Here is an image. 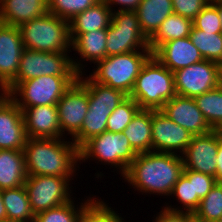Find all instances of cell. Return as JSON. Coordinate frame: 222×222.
Wrapping results in <instances>:
<instances>
[{
    "label": "cell",
    "mask_w": 222,
    "mask_h": 222,
    "mask_svg": "<svg viewBox=\"0 0 222 222\" xmlns=\"http://www.w3.org/2000/svg\"><path fill=\"white\" fill-rule=\"evenodd\" d=\"M220 67L217 62L202 60L173 72L176 95L194 98L217 88Z\"/></svg>",
    "instance_id": "obj_12"
},
{
    "label": "cell",
    "mask_w": 222,
    "mask_h": 222,
    "mask_svg": "<svg viewBox=\"0 0 222 222\" xmlns=\"http://www.w3.org/2000/svg\"><path fill=\"white\" fill-rule=\"evenodd\" d=\"M141 1L142 0H107L106 3L108 4V7L111 9V12H116V11L120 12V11H136ZM115 7L118 9H116Z\"/></svg>",
    "instance_id": "obj_41"
},
{
    "label": "cell",
    "mask_w": 222,
    "mask_h": 222,
    "mask_svg": "<svg viewBox=\"0 0 222 222\" xmlns=\"http://www.w3.org/2000/svg\"><path fill=\"white\" fill-rule=\"evenodd\" d=\"M193 27L213 34L222 33L221 20L218 13V1L208 3L192 20Z\"/></svg>",
    "instance_id": "obj_37"
},
{
    "label": "cell",
    "mask_w": 222,
    "mask_h": 222,
    "mask_svg": "<svg viewBox=\"0 0 222 222\" xmlns=\"http://www.w3.org/2000/svg\"><path fill=\"white\" fill-rule=\"evenodd\" d=\"M27 179L23 150H0V190L23 186Z\"/></svg>",
    "instance_id": "obj_23"
},
{
    "label": "cell",
    "mask_w": 222,
    "mask_h": 222,
    "mask_svg": "<svg viewBox=\"0 0 222 222\" xmlns=\"http://www.w3.org/2000/svg\"><path fill=\"white\" fill-rule=\"evenodd\" d=\"M152 151L181 155L194 136L169 119L161 110H152Z\"/></svg>",
    "instance_id": "obj_14"
},
{
    "label": "cell",
    "mask_w": 222,
    "mask_h": 222,
    "mask_svg": "<svg viewBox=\"0 0 222 222\" xmlns=\"http://www.w3.org/2000/svg\"><path fill=\"white\" fill-rule=\"evenodd\" d=\"M25 47L18 27L0 22V83L8 86L16 77Z\"/></svg>",
    "instance_id": "obj_16"
},
{
    "label": "cell",
    "mask_w": 222,
    "mask_h": 222,
    "mask_svg": "<svg viewBox=\"0 0 222 222\" xmlns=\"http://www.w3.org/2000/svg\"><path fill=\"white\" fill-rule=\"evenodd\" d=\"M175 95L173 72L151 55L143 64L129 97L141 109L160 110Z\"/></svg>",
    "instance_id": "obj_4"
},
{
    "label": "cell",
    "mask_w": 222,
    "mask_h": 222,
    "mask_svg": "<svg viewBox=\"0 0 222 222\" xmlns=\"http://www.w3.org/2000/svg\"><path fill=\"white\" fill-rule=\"evenodd\" d=\"M216 183L215 177L193 171L194 195H197L200 199H203Z\"/></svg>",
    "instance_id": "obj_39"
},
{
    "label": "cell",
    "mask_w": 222,
    "mask_h": 222,
    "mask_svg": "<svg viewBox=\"0 0 222 222\" xmlns=\"http://www.w3.org/2000/svg\"><path fill=\"white\" fill-rule=\"evenodd\" d=\"M93 198L81 209L77 222H116L121 215L107 202L92 195Z\"/></svg>",
    "instance_id": "obj_34"
},
{
    "label": "cell",
    "mask_w": 222,
    "mask_h": 222,
    "mask_svg": "<svg viewBox=\"0 0 222 222\" xmlns=\"http://www.w3.org/2000/svg\"><path fill=\"white\" fill-rule=\"evenodd\" d=\"M152 109H140L122 132L137 154L152 151Z\"/></svg>",
    "instance_id": "obj_26"
},
{
    "label": "cell",
    "mask_w": 222,
    "mask_h": 222,
    "mask_svg": "<svg viewBox=\"0 0 222 222\" xmlns=\"http://www.w3.org/2000/svg\"><path fill=\"white\" fill-rule=\"evenodd\" d=\"M2 199L7 218L23 222H33L34 213L31 209L25 186L2 190Z\"/></svg>",
    "instance_id": "obj_29"
},
{
    "label": "cell",
    "mask_w": 222,
    "mask_h": 222,
    "mask_svg": "<svg viewBox=\"0 0 222 222\" xmlns=\"http://www.w3.org/2000/svg\"><path fill=\"white\" fill-rule=\"evenodd\" d=\"M77 79L78 76L42 75L18 83L9 92V97L18 107L56 105Z\"/></svg>",
    "instance_id": "obj_8"
},
{
    "label": "cell",
    "mask_w": 222,
    "mask_h": 222,
    "mask_svg": "<svg viewBox=\"0 0 222 222\" xmlns=\"http://www.w3.org/2000/svg\"><path fill=\"white\" fill-rule=\"evenodd\" d=\"M56 106L62 138L69 136L72 140L79 133L88 111L87 87L77 79L64 92Z\"/></svg>",
    "instance_id": "obj_13"
},
{
    "label": "cell",
    "mask_w": 222,
    "mask_h": 222,
    "mask_svg": "<svg viewBox=\"0 0 222 222\" xmlns=\"http://www.w3.org/2000/svg\"><path fill=\"white\" fill-rule=\"evenodd\" d=\"M85 197L78 205L74 203L75 198H73L67 203L38 213L33 222H77L81 209L93 198L92 196Z\"/></svg>",
    "instance_id": "obj_33"
},
{
    "label": "cell",
    "mask_w": 222,
    "mask_h": 222,
    "mask_svg": "<svg viewBox=\"0 0 222 222\" xmlns=\"http://www.w3.org/2000/svg\"><path fill=\"white\" fill-rule=\"evenodd\" d=\"M183 170L181 155L151 151L138 154L121 179L142 195L154 194L167 199Z\"/></svg>",
    "instance_id": "obj_1"
},
{
    "label": "cell",
    "mask_w": 222,
    "mask_h": 222,
    "mask_svg": "<svg viewBox=\"0 0 222 222\" xmlns=\"http://www.w3.org/2000/svg\"><path fill=\"white\" fill-rule=\"evenodd\" d=\"M7 213L2 199V190H0V221L6 220Z\"/></svg>",
    "instance_id": "obj_44"
},
{
    "label": "cell",
    "mask_w": 222,
    "mask_h": 222,
    "mask_svg": "<svg viewBox=\"0 0 222 222\" xmlns=\"http://www.w3.org/2000/svg\"><path fill=\"white\" fill-rule=\"evenodd\" d=\"M25 49L70 53L69 21L50 12L19 27Z\"/></svg>",
    "instance_id": "obj_7"
},
{
    "label": "cell",
    "mask_w": 222,
    "mask_h": 222,
    "mask_svg": "<svg viewBox=\"0 0 222 222\" xmlns=\"http://www.w3.org/2000/svg\"><path fill=\"white\" fill-rule=\"evenodd\" d=\"M137 155L124 133L105 131L90 138L79 148V165L91 159L96 160L95 163L114 168L122 177Z\"/></svg>",
    "instance_id": "obj_6"
},
{
    "label": "cell",
    "mask_w": 222,
    "mask_h": 222,
    "mask_svg": "<svg viewBox=\"0 0 222 222\" xmlns=\"http://www.w3.org/2000/svg\"><path fill=\"white\" fill-rule=\"evenodd\" d=\"M215 133L217 134V136L222 139V122L220 124H218L214 129Z\"/></svg>",
    "instance_id": "obj_45"
},
{
    "label": "cell",
    "mask_w": 222,
    "mask_h": 222,
    "mask_svg": "<svg viewBox=\"0 0 222 222\" xmlns=\"http://www.w3.org/2000/svg\"><path fill=\"white\" fill-rule=\"evenodd\" d=\"M9 97L8 87L0 83V105Z\"/></svg>",
    "instance_id": "obj_43"
},
{
    "label": "cell",
    "mask_w": 222,
    "mask_h": 222,
    "mask_svg": "<svg viewBox=\"0 0 222 222\" xmlns=\"http://www.w3.org/2000/svg\"><path fill=\"white\" fill-rule=\"evenodd\" d=\"M160 110L193 135H202L213 130L197 107L194 98L175 95Z\"/></svg>",
    "instance_id": "obj_17"
},
{
    "label": "cell",
    "mask_w": 222,
    "mask_h": 222,
    "mask_svg": "<svg viewBox=\"0 0 222 222\" xmlns=\"http://www.w3.org/2000/svg\"><path fill=\"white\" fill-rule=\"evenodd\" d=\"M189 38L204 60L222 65V33L204 32L192 26Z\"/></svg>",
    "instance_id": "obj_30"
},
{
    "label": "cell",
    "mask_w": 222,
    "mask_h": 222,
    "mask_svg": "<svg viewBox=\"0 0 222 222\" xmlns=\"http://www.w3.org/2000/svg\"><path fill=\"white\" fill-rule=\"evenodd\" d=\"M99 0H48V12L70 21L75 15L95 5Z\"/></svg>",
    "instance_id": "obj_36"
},
{
    "label": "cell",
    "mask_w": 222,
    "mask_h": 222,
    "mask_svg": "<svg viewBox=\"0 0 222 222\" xmlns=\"http://www.w3.org/2000/svg\"><path fill=\"white\" fill-rule=\"evenodd\" d=\"M19 108L23 112L27 138H62L56 105Z\"/></svg>",
    "instance_id": "obj_20"
},
{
    "label": "cell",
    "mask_w": 222,
    "mask_h": 222,
    "mask_svg": "<svg viewBox=\"0 0 222 222\" xmlns=\"http://www.w3.org/2000/svg\"><path fill=\"white\" fill-rule=\"evenodd\" d=\"M218 13L221 20V27H222V1H218Z\"/></svg>",
    "instance_id": "obj_46"
},
{
    "label": "cell",
    "mask_w": 222,
    "mask_h": 222,
    "mask_svg": "<svg viewBox=\"0 0 222 222\" xmlns=\"http://www.w3.org/2000/svg\"><path fill=\"white\" fill-rule=\"evenodd\" d=\"M196 222H217L222 216V184L216 183L193 213Z\"/></svg>",
    "instance_id": "obj_32"
},
{
    "label": "cell",
    "mask_w": 222,
    "mask_h": 222,
    "mask_svg": "<svg viewBox=\"0 0 222 222\" xmlns=\"http://www.w3.org/2000/svg\"><path fill=\"white\" fill-rule=\"evenodd\" d=\"M176 202H179L175 206L174 204L166 203L164 208L174 212H188L194 213L200 204V198L194 195L193 188V170L184 169L183 174L180 176L179 180L175 183L173 191L170 195ZM175 197V198H174ZM172 205V206H171Z\"/></svg>",
    "instance_id": "obj_28"
},
{
    "label": "cell",
    "mask_w": 222,
    "mask_h": 222,
    "mask_svg": "<svg viewBox=\"0 0 222 222\" xmlns=\"http://www.w3.org/2000/svg\"><path fill=\"white\" fill-rule=\"evenodd\" d=\"M217 168H216V182L222 184V139L219 138L218 152H217Z\"/></svg>",
    "instance_id": "obj_42"
},
{
    "label": "cell",
    "mask_w": 222,
    "mask_h": 222,
    "mask_svg": "<svg viewBox=\"0 0 222 222\" xmlns=\"http://www.w3.org/2000/svg\"><path fill=\"white\" fill-rule=\"evenodd\" d=\"M194 100L212 129L222 122V87L220 85L194 97Z\"/></svg>",
    "instance_id": "obj_31"
},
{
    "label": "cell",
    "mask_w": 222,
    "mask_h": 222,
    "mask_svg": "<svg viewBox=\"0 0 222 222\" xmlns=\"http://www.w3.org/2000/svg\"><path fill=\"white\" fill-rule=\"evenodd\" d=\"M219 137L214 130L194 135L189 146L181 154L184 169L209 174L216 178Z\"/></svg>",
    "instance_id": "obj_15"
},
{
    "label": "cell",
    "mask_w": 222,
    "mask_h": 222,
    "mask_svg": "<svg viewBox=\"0 0 222 222\" xmlns=\"http://www.w3.org/2000/svg\"><path fill=\"white\" fill-rule=\"evenodd\" d=\"M26 140L23 112L8 97L0 105V150H23Z\"/></svg>",
    "instance_id": "obj_19"
},
{
    "label": "cell",
    "mask_w": 222,
    "mask_h": 222,
    "mask_svg": "<svg viewBox=\"0 0 222 222\" xmlns=\"http://www.w3.org/2000/svg\"><path fill=\"white\" fill-rule=\"evenodd\" d=\"M86 75V76H85ZM88 89L89 107L79 133L72 139L80 148L90 138L106 131L111 112L128 96L122 91L95 82L88 74L78 75Z\"/></svg>",
    "instance_id": "obj_3"
},
{
    "label": "cell",
    "mask_w": 222,
    "mask_h": 222,
    "mask_svg": "<svg viewBox=\"0 0 222 222\" xmlns=\"http://www.w3.org/2000/svg\"><path fill=\"white\" fill-rule=\"evenodd\" d=\"M219 85L222 87V65L220 67V80H219Z\"/></svg>",
    "instance_id": "obj_47"
},
{
    "label": "cell",
    "mask_w": 222,
    "mask_h": 222,
    "mask_svg": "<svg viewBox=\"0 0 222 222\" xmlns=\"http://www.w3.org/2000/svg\"><path fill=\"white\" fill-rule=\"evenodd\" d=\"M0 222H23V221L6 219V220L0 221Z\"/></svg>",
    "instance_id": "obj_48"
},
{
    "label": "cell",
    "mask_w": 222,
    "mask_h": 222,
    "mask_svg": "<svg viewBox=\"0 0 222 222\" xmlns=\"http://www.w3.org/2000/svg\"><path fill=\"white\" fill-rule=\"evenodd\" d=\"M136 13L141 31L149 39L173 13L172 0H142Z\"/></svg>",
    "instance_id": "obj_25"
},
{
    "label": "cell",
    "mask_w": 222,
    "mask_h": 222,
    "mask_svg": "<svg viewBox=\"0 0 222 222\" xmlns=\"http://www.w3.org/2000/svg\"><path fill=\"white\" fill-rule=\"evenodd\" d=\"M111 18L112 12L106 1H99L69 21V34H83L107 29Z\"/></svg>",
    "instance_id": "obj_24"
},
{
    "label": "cell",
    "mask_w": 222,
    "mask_h": 222,
    "mask_svg": "<svg viewBox=\"0 0 222 222\" xmlns=\"http://www.w3.org/2000/svg\"><path fill=\"white\" fill-rule=\"evenodd\" d=\"M138 50H150L148 38L141 31L136 11L112 12L107 28L106 57Z\"/></svg>",
    "instance_id": "obj_10"
},
{
    "label": "cell",
    "mask_w": 222,
    "mask_h": 222,
    "mask_svg": "<svg viewBox=\"0 0 222 222\" xmlns=\"http://www.w3.org/2000/svg\"><path fill=\"white\" fill-rule=\"evenodd\" d=\"M151 55V50H138L107 56L95 64L89 76L95 82L122 91L129 96L143 64Z\"/></svg>",
    "instance_id": "obj_5"
},
{
    "label": "cell",
    "mask_w": 222,
    "mask_h": 222,
    "mask_svg": "<svg viewBox=\"0 0 222 222\" xmlns=\"http://www.w3.org/2000/svg\"><path fill=\"white\" fill-rule=\"evenodd\" d=\"M48 13V0H0V22L20 25Z\"/></svg>",
    "instance_id": "obj_22"
},
{
    "label": "cell",
    "mask_w": 222,
    "mask_h": 222,
    "mask_svg": "<svg viewBox=\"0 0 222 222\" xmlns=\"http://www.w3.org/2000/svg\"><path fill=\"white\" fill-rule=\"evenodd\" d=\"M67 139L27 138L23 149L27 175L76 177L79 148Z\"/></svg>",
    "instance_id": "obj_2"
},
{
    "label": "cell",
    "mask_w": 222,
    "mask_h": 222,
    "mask_svg": "<svg viewBox=\"0 0 222 222\" xmlns=\"http://www.w3.org/2000/svg\"><path fill=\"white\" fill-rule=\"evenodd\" d=\"M70 53L44 52L24 49L17 77L7 86L9 92L21 81L40 76H78Z\"/></svg>",
    "instance_id": "obj_9"
},
{
    "label": "cell",
    "mask_w": 222,
    "mask_h": 222,
    "mask_svg": "<svg viewBox=\"0 0 222 222\" xmlns=\"http://www.w3.org/2000/svg\"><path fill=\"white\" fill-rule=\"evenodd\" d=\"M140 109V106L128 96L111 112L106 131L122 133Z\"/></svg>",
    "instance_id": "obj_35"
},
{
    "label": "cell",
    "mask_w": 222,
    "mask_h": 222,
    "mask_svg": "<svg viewBox=\"0 0 222 222\" xmlns=\"http://www.w3.org/2000/svg\"><path fill=\"white\" fill-rule=\"evenodd\" d=\"M160 212L153 216L152 222H194V216L188 212H174L161 206ZM155 217V218H154Z\"/></svg>",
    "instance_id": "obj_40"
},
{
    "label": "cell",
    "mask_w": 222,
    "mask_h": 222,
    "mask_svg": "<svg viewBox=\"0 0 222 222\" xmlns=\"http://www.w3.org/2000/svg\"><path fill=\"white\" fill-rule=\"evenodd\" d=\"M217 222H222V216L220 217V219Z\"/></svg>",
    "instance_id": "obj_51"
},
{
    "label": "cell",
    "mask_w": 222,
    "mask_h": 222,
    "mask_svg": "<svg viewBox=\"0 0 222 222\" xmlns=\"http://www.w3.org/2000/svg\"><path fill=\"white\" fill-rule=\"evenodd\" d=\"M116 222H127V221H125L123 216H121Z\"/></svg>",
    "instance_id": "obj_49"
},
{
    "label": "cell",
    "mask_w": 222,
    "mask_h": 222,
    "mask_svg": "<svg viewBox=\"0 0 222 222\" xmlns=\"http://www.w3.org/2000/svg\"><path fill=\"white\" fill-rule=\"evenodd\" d=\"M192 20L176 13L170 14L162 22L157 31L148 39L152 54L164 43L170 40L189 37L192 29Z\"/></svg>",
    "instance_id": "obj_27"
},
{
    "label": "cell",
    "mask_w": 222,
    "mask_h": 222,
    "mask_svg": "<svg viewBox=\"0 0 222 222\" xmlns=\"http://www.w3.org/2000/svg\"><path fill=\"white\" fill-rule=\"evenodd\" d=\"M107 29L95 30L83 34H70L71 50L78 56H72L73 68L78 74L87 73V62L95 64L106 58ZM77 58V59H76ZM86 63V65L83 64Z\"/></svg>",
    "instance_id": "obj_18"
},
{
    "label": "cell",
    "mask_w": 222,
    "mask_h": 222,
    "mask_svg": "<svg viewBox=\"0 0 222 222\" xmlns=\"http://www.w3.org/2000/svg\"><path fill=\"white\" fill-rule=\"evenodd\" d=\"M73 178L76 177L27 175L24 186L34 215L73 200Z\"/></svg>",
    "instance_id": "obj_11"
},
{
    "label": "cell",
    "mask_w": 222,
    "mask_h": 222,
    "mask_svg": "<svg viewBox=\"0 0 222 222\" xmlns=\"http://www.w3.org/2000/svg\"><path fill=\"white\" fill-rule=\"evenodd\" d=\"M217 1H222V0H210V2H217Z\"/></svg>",
    "instance_id": "obj_50"
},
{
    "label": "cell",
    "mask_w": 222,
    "mask_h": 222,
    "mask_svg": "<svg viewBox=\"0 0 222 222\" xmlns=\"http://www.w3.org/2000/svg\"><path fill=\"white\" fill-rule=\"evenodd\" d=\"M152 55L172 72L204 60L189 37L170 40Z\"/></svg>",
    "instance_id": "obj_21"
},
{
    "label": "cell",
    "mask_w": 222,
    "mask_h": 222,
    "mask_svg": "<svg viewBox=\"0 0 222 222\" xmlns=\"http://www.w3.org/2000/svg\"><path fill=\"white\" fill-rule=\"evenodd\" d=\"M210 0H172L173 13L193 20Z\"/></svg>",
    "instance_id": "obj_38"
}]
</instances>
